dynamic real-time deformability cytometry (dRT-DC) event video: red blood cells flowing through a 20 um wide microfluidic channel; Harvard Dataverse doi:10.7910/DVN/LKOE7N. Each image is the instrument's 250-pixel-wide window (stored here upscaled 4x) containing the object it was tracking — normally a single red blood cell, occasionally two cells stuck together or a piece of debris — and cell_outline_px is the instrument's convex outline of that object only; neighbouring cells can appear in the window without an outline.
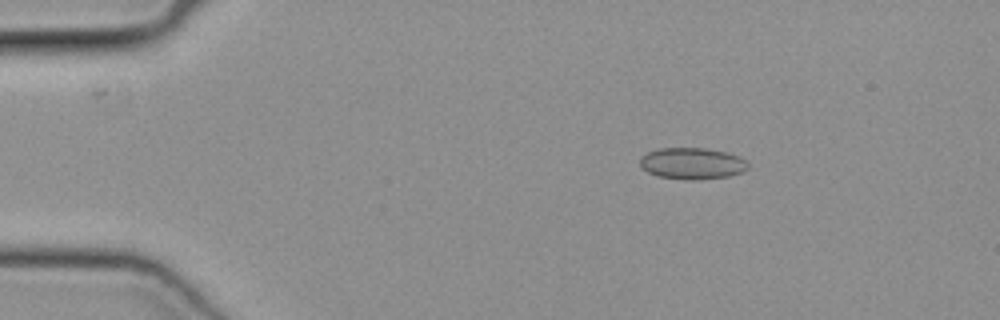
{"species": "common noctule bat (a hibernating species)", "species_latin": "Nyctalus noctula", "temperature_condition": "cold", "stored_images_in_passage": 49, "camera_frame_rate_fps": 3000, "um_per_image_px": 0.085, "animal": {"sex": "female", "body_mass_g": 19.3, "forearm_length_mm": 54.1}, "frame": {"image": 1, "passage_image": 8, "time_ms": 2.333, "image_size_px": [1000, 320], "cell_outline_px": [[748, 168], [740, 172], [728, 176], [692, 180], [660, 176], [648, 172], [640, 168], [640, 156], [648, 152], [660, 148], [704, 148], [728, 152], [740, 156], [748, 164]], "centroid_in_image_um": [58.81, 13.88], "position_along_channel_um": 26.2, "area_um2": 19.71}}
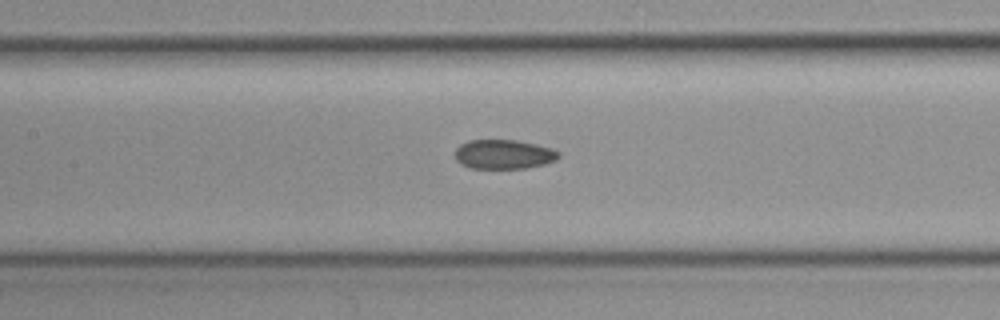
{"frame": {"image": 2, "passage_image": 23, "time_ms": 7.333, "image_size_px": [1000, 320], "cell_outline_px": [[560, 156], [556, 160], [544, 164], [528, 168], [468, 168], [460, 164], [456, 160], [456, 148], [460, 144], [468, 140], [516, 140], [536, 144], [552, 148], [560, 152]], "centroid_in_image_um": [42.82, 13.11], "position_along_channel_um": 164.6, "area_um2": 17.86}}
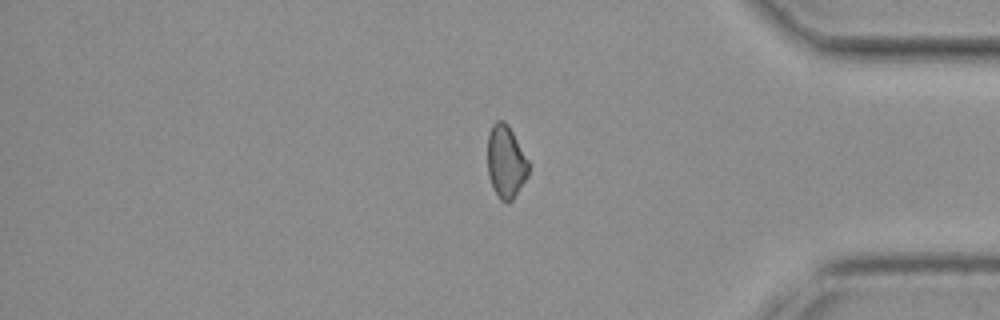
{"frame": {"image": 3, "passage_image": 41, "time_ms": 13.333, "image_size_px": [1000, 320], "cell_outline_px": [[528, 176], [512, 200], [508, 204], [504, 204], [500, 200], [488, 176], [488, 132], [492, 124], [496, 120], [504, 120], [508, 124], [528, 160]], "centroid_in_image_um": [42.99, 13.74], "position_along_channel_um": 392.2, "area_um2": 17.4}}